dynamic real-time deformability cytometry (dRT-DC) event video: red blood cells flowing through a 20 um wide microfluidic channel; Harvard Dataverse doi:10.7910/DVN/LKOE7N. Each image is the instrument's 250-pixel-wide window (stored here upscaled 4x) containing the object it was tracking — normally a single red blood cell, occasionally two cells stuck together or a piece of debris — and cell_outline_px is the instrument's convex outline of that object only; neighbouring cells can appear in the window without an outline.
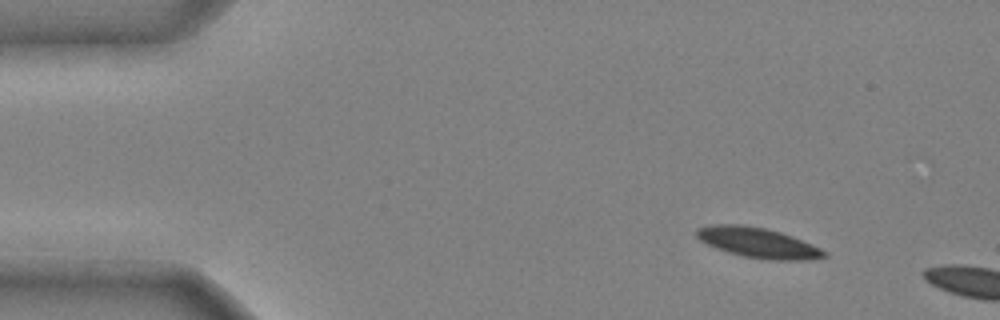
{"species": "common noctule bat (a hibernating species)", "species_latin": "Nyctalus noctula", "temperature_condition": "cold", "stored_images_in_passage": 4, "camera_frame_rate_fps": 3000, "um_per_image_px": 0.085, "animal": {"sex": "male", "body_mass_g": 20.4}, "frame": {"image": 1, "passage_image": 1, "time_ms": 0.0, "image_size_px": [1000, 320], "cell_outline_px": [[828, 256], [808, 260], [768, 260], [744, 256], [728, 252], [716, 248], [700, 240], [696, 236], [696, 228], [712, 224], [744, 224], [764, 228], [780, 232], [792, 236], [812, 244], [828, 252]], "centroid_in_image_um": [64.44, 20.62], "position_along_channel_um": 20.6, "area_um2": 22.48}}